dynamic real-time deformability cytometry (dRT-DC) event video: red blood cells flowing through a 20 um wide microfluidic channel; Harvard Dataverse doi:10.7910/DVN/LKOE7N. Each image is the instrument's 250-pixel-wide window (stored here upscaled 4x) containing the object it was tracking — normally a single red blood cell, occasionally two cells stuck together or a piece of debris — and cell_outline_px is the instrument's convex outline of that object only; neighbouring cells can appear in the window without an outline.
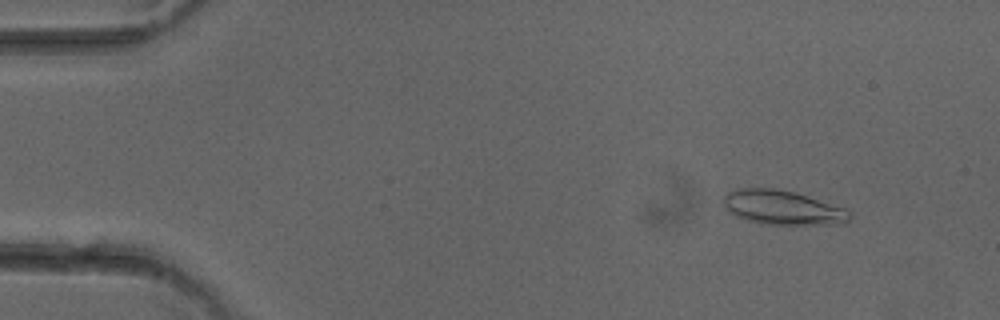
{"species": "common noctule bat (a hibernating species)", "species_latin": "Nyctalus noctula", "temperature_condition": "cold", "stored_images_in_passage": 51, "camera_frame_rate_fps": 3000, "um_per_image_px": 0.085, "animal": {"sex": "female"}, "frame": {"image": 1, "passage_image": 6, "time_ms": 1.667, "image_size_px": [1000, 320], "cell_outline_px": [[852, 216], [844, 224], [760, 224], [736, 216], [728, 212], [724, 204], [724, 196], [728, 192], [736, 188], [776, 188], [796, 192], [848, 208], [852, 212]], "centroid_in_image_um": [66.57, 17.63], "position_along_channel_um": 18.4, "area_um2": 25.61}}
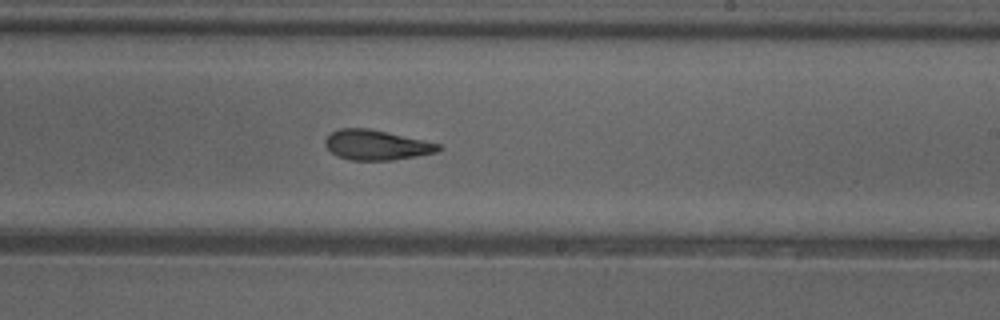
{"frame": {"image": 2, "passage_image": 31, "time_ms": 10.0, "image_size_px": [1000, 320], "cell_outline_px": [[444, 148], [436, 152], [416, 156], [392, 160], [352, 160], [336, 156], [324, 144], [324, 140], [332, 132], [340, 128], [368, 128], [424, 140], [440, 144]], "centroid_in_image_um": [32.0, 12.32], "position_along_channel_um": 257.0, "area_um2": 19.71}}
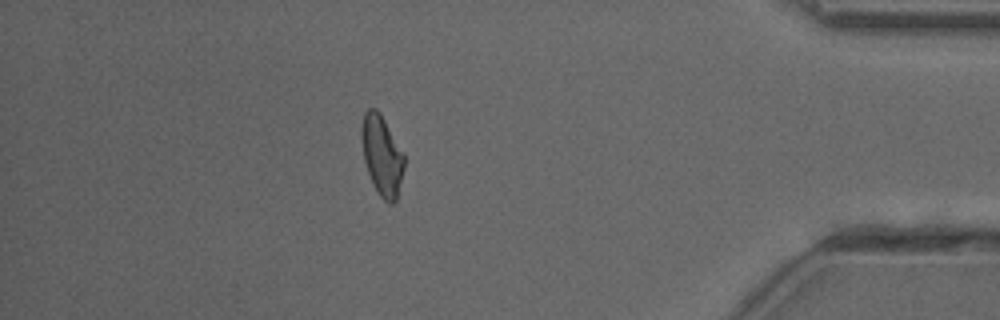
{"frame": {"image": 3, "passage_image": 45, "time_ms": 14.667, "image_size_px": [1000, 320], "cell_outline_px": [[404, 168], [396, 200], [392, 204], [388, 204], [380, 196], [372, 184], [364, 160], [360, 136], [360, 128], [364, 112], [368, 108], [376, 108], [380, 112], [404, 152]], "centroid_in_image_um": [32.45, 13.18], "position_along_channel_um": 402.8, "area_um2": 20.17}, "authors_computed_cell_mechanics": {"area_um2": 20.1722, "velocity_mm_per_s": 4.0488, "shape_relaxation_time_tau1_ms": 9.5958, "shape_relaxation_time_tau2_ms": 3.2444, "deformation_change_tau1": 0.2325, "deformation_change_tau2": 0.117}}